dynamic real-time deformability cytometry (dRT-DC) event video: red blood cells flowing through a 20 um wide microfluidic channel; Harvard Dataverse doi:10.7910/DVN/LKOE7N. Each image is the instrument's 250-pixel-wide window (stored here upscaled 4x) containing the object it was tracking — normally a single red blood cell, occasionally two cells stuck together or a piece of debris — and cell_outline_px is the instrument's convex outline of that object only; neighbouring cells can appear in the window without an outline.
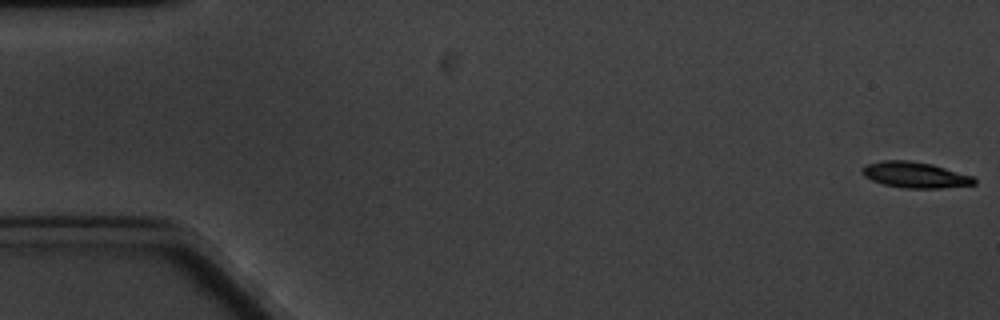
{"species": "common noctule bat (a hibernating species)", "species_latin": "Nyctalus noctula", "temperature_condition": "cold", "stored_images_in_passage": 2, "segment_of_instrument_passage": [2, 2], "camera_frame_rate_fps": 3000, "um_per_image_px": 0.085, "animal": {"sex": "male", "body_mass_g": 20.1, "forearm_length_mm": 53.5}, "frame": {"image": 1, "passage_image": 2, "time_ms": 2.0, "image_size_px": [1000, 320], "cell_outline_px": [[976, 184], [940, 188], [904, 188], [884, 184], [872, 180], [864, 176], [860, 172], [860, 168], [864, 164], [884, 160], [908, 160], [932, 164], [972, 176], [976, 180]], "centroid_in_image_um": [77.73, 14.85], "position_along_channel_um": 7.3, "area_um2": 16.94}}